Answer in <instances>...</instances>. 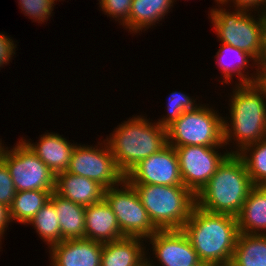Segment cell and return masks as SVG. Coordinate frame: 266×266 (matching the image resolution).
Instances as JSON below:
<instances>
[{
    "label": "cell",
    "instance_id": "obj_27",
    "mask_svg": "<svg viewBox=\"0 0 266 266\" xmlns=\"http://www.w3.org/2000/svg\"><path fill=\"white\" fill-rule=\"evenodd\" d=\"M190 96L173 91L167 100V116L163 117L162 119H158L156 122L159 126L167 128L170 126L174 121H176L185 111L193 110L198 105L195 103V100Z\"/></svg>",
    "mask_w": 266,
    "mask_h": 266
},
{
    "label": "cell",
    "instance_id": "obj_8",
    "mask_svg": "<svg viewBox=\"0 0 266 266\" xmlns=\"http://www.w3.org/2000/svg\"><path fill=\"white\" fill-rule=\"evenodd\" d=\"M104 200L114 212L124 237L148 240L158 231L142 205L137 191L126 179L117 186L105 189Z\"/></svg>",
    "mask_w": 266,
    "mask_h": 266
},
{
    "label": "cell",
    "instance_id": "obj_19",
    "mask_svg": "<svg viewBox=\"0 0 266 266\" xmlns=\"http://www.w3.org/2000/svg\"><path fill=\"white\" fill-rule=\"evenodd\" d=\"M142 241L137 237H123L102 243L101 266H140L147 258Z\"/></svg>",
    "mask_w": 266,
    "mask_h": 266
},
{
    "label": "cell",
    "instance_id": "obj_12",
    "mask_svg": "<svg viewBox=\"0 0 266 266\" xmlns=\"http://www.w3.org/2000/svg\"><path fill=\"white\" fill-rule=\"evenodd\" d=\"M130 184L184 186L175 148L169 144L140 161L126 175Z\"/></svg>",
    "mask_w": 266,
    "mask_h": 266
},
{
    "label": "cell",
    "instance_id": "obj_7",
    "mask_svg": "<svg viewBox=\"0 0 266 266\" xmlns=\"http://www.w3.org/2000/svg\"><path fill=\"white\" fill-rule=\"evenodd\" d=\"M249 11L225 8L210 10V20L221 43L249 53L259 63L261 58V14L256 19Z\"/></svg>",
    "mask_w": 266,
    "mask_h": 266
},
{
    "label": "cell",
    "instance_id": "obj_13",
    "mask_svg": "<svg viewBox=\"0 0 266 266\" xmlns=\"http://www.w3.org/2000/svg\"><path fill=\"white\" fill-rule=\"evenodd\" d=\"M148 239L155 258L162 266H197L201 263L182 229L158 230ZM146 260L155 266L150 258Z\"/></svg>",
    "mask_w": 266,
    "mask_h": 266
},
{
    "label": "cell",
    "instance_id": "obj_30",
    "mask_svg": "<svg viewBox=\"0 0 266 266\" xmlns=\"http://www.w3.org/2000/svg\"><path fill=\"white\" fill-rule=\"evenodd\" d=\"M16 189L6 164L0 161V202L11 206Z\"/></svg>",
    "mask_w": 266,
    "mask_h": 266
},
{
    "label": "cell",
    "instance_id": "obj_11",
    "mask_svg": "<svg viewBox=\"0 0 266 266\" xmlns=\"http://www.w3.org/2000/svg\"><path fill=\"white\" fill-rule=\"evenodd\" d=\"M224 146H182L174 147L179 160V170L183 185L195 196L207 184L217 167L230 154L218 153V149Z\"/></svg>",
    "mask_w": 266,
    "mask_h": 266
},
{
    "label": "cell",
    "instance_id": "obj_20",
    "mask_svg": "<svg viewBox=\"0 0 266 266\" xmlns=\"http://www.w3.org/2000/svg\"><path fill=\"white\" fill-rule=\"evenodd\" d=\"M49 201L54 205L60 225V242L85 238L86 207L65 199L54 191Z\"/></svg>",
    "mask_w": 266,
    "mask_h": 266
},
{
    "label": "cell",
    "instance_id": "obj_2",
    "mask_svg": "<svg viewBox=\"0 0 266 266\" xmlns=\"http://www.w3.org/2000/svg\"><path fill=\"white\" fill-rule=\"evenodd\" d=\"M235 86L229 99L231 123L227 118L223 123L224 145H230L228 142L232 140L237 144L230 154H238L246 146L266 138V87L261 82Z\"/></svg>",
    "mask_w": 266,
    "mask_h": 266
},
{
    "label": "cell",
    "instance_id": "obj_34",
    "mask_svg": "<svg viewBox=\"0 0 266 266\" xmlns=\"http://www.w3.org/2000/svg\"><path fill=\"white\" fill-rule=\"evenodd\" d=\"M10 208L0 202V235L3 237L7 230L9 223H11Z\"/></svg>",
    "mask_w": 266,
    "mask_h": 266
},
{
    "label": "cell",
    "instance_id": "obj_21",
    "mask_svg": "<svg viewBox=\"0 0 266 266\" xmlns=\"http://www.w3.org/2000/svg\"><path fill=\"white\" fill-rule=\"evenodd\" d=\"M217 60V64L222 69L221 73L223 74L222 78L224 81H222L221 84H228L233 79L232 76L235 73V75H238L237 78H239V82L236 84H250L254 82H261V70L259 68V64L254 60V58L247 52L240 50L239 48L233 47L230 44L222 43V46L217 51V54L215 55ZM228 56L233 57L232 64L230 63V60H227ZM230 57V58H231ZM235 58V60H234ZM250 58V59H249ZM254 61V65L258 66L256 68V74H253L251 76L248 75V73L245 72V69L249 66L248 63L249 60ZM228 61V62H227ZM245 68V69H244ZM244 69V70H243ZM245 73L247 75H245Z\"/></svg>",
    "mask_w": 266,
    "mask_h": 266
},
{
    "label": "cell",
    "instance_id": "obj_24",
    "mask_svg": "<svg viewBox=\"0 0 266 266\" xmlns=\"http://www.w3.org/2000/svg\"><path fill=\"white\" fill-rule=\"evenodd\" d=\"M53 191L31 190L15 193L10 208V217L18 223L28 224L39 210L49 201Z\"/></svg>",
    "mask_w": 266,
    "mask_h": 266
},
{
    "label": "cell",
    "instance_id": "obj_31",
    "mask_svg": "<svg viewBox=\"0 0 266 266\" xmlns=\"http://www.w3.org/2000/svg\"><path fill=\"white\" fill-rule=\"evenodd\" d=\"M16 43L12 39L6 36V34L0 33V67L6 65L11 61L13 54L15 55ZM15 51V52H14Z\"/></svg>",
    "mask_w": 266,
    "mask_h": 266
},
{
    "label": "cell",
    "instance_id": "obj_15",
    "mask_svg": "<svg viewBox=\"0 0 266 266\" xmlns=\"http://www.w3.org/2000/svg\"><path fill=\"white\" fill-rule=\"evenodd\" d=\"M123 237L116 216L104 199L86 206L85 239L106 243Z\"/></svg>",
    "mask_w": 266,
    "mask_h": 266
},
{
    "label": "cell",
    "instance_id": "obj_10",
    "mask_svg": "<svg viewBox=\"0 0 266 266\" xmlns=\"http://www.w3.org/2000/svg\"><path fill=\"white\" fill-rule=\"evenodd\" d=\"M98 145L99 148L77 144L67 172L92 179L105 189L117 186L125 179V175L119 170L107 142L103 140Z\"/></svg>",
    "mask_w": 266,
    "mask_h": 266
},
{
    "label": "cell",
    "instance_id": "obj_5",
    "mask_svg": "<svg viewBox=\"0 0 266 266\" xmlns=\"http://www.w3.org/2000/svg\"><path fill=\"white\" fill-rule=\"evenodd\" d=\"M132 185L158 230L182 229L196 205V196L185 186Z\"/></svg>",
    "mask_w": 266,
    "mask_h": 266
},
{
    "label": "cell",
    "instance_id": "obj_33",
    "mask_svg": "<svg viewBox=\"0 0 266 266\" xmlns=\"http://www.w3.org/2000/svg\"><path fill=\"white\" fill-rule=\"evenodd\" d=\"M258 64L261 72L266 71V10L261 12V58Z\"/></svg>",
    "mask_w": 266,
    "mask_h": 266
},
{
    "label": "cell",
    "instance_id": "obj_35",
    "mask_svg": "<svg viewBox=\"0 0 266 266\" xmlns=\"http://www.w3.org/2000/svg\"><path fill=\"white\" fill-rule=\"evenodd\" d=\"M261 83L266 87V71L261 72Z\"/></svg>",
    "mask_w": 266,
    "mask_h": 266
},
{
    "label": "cell",
    "instance_id": "obj_1",
    "mask_svg": "<svg viewBox=\"0 0 266 266\" xmlns=\"http://www.w3.org/2000/svg\"><path fill=\"white\" fill-rule=\"evenodd\" d=\"M182 231L201 262L209 266L231 264L239 235L235 216L211 213L195 205Z\"/></svg>",
    "mask_w": 266,
    "mask_h": 266
},
{
    "label": "cell",
    "instance_id": "obj_29",
    "mask_svg": "<svg viewBox=\"0 0 266 266\" xmlns=\"http://www.w3.org/2000/svg\"><path fill=\"white\" fill-rule=\"evenodd\" d=\"M102 11L107 16L120 20V25L124 26L129 21L132 0H98Z\"/></svg>",
    "mask_w": 266,
    "mask_h": 266
},
{
    "label": "cell",
    "instance_id": "obj_14",
    "mask_svg": "<svg viewBox=\"0 0 266 266\" xmlns=\"http://www.w3.org/2000/svg\"><path fill=\"white\" fill-rule=\"evenodd\" d=\"M51 266H101L102 243L89 239L63 240L49 248Z\"/></svg>",
    "mask_w": 266,
    "mask_h": 266
},
{
    "label": "cell",
    "instance_id": "obj_38",
    "mask_svg": "<svg viewBox=\"0 0 266 266\" xmlns=\"http://www.w3.org/2000/svg\"><path fill=\"white\" fill-rule=\"evenodd\" d=\"M140 266H152L147 260L142 263Z\"/></svg>",
    "mask_w": 266,
    "mask_h": 266
},
{
    "label": "cell",
    "instance_id": "obj_16",
    "mask_svg": "<svg viewBox=\"0 0 266 266\" xmlns=\"http://www.w3.org/2000/svg\"><path fill=\"white\" fill-rule=\"evenodd\" d=\"M21 139L55 175L68 170L76 144H71L59 134L49 132L41 135L37 144Z\"/></svg>",
    "mask_w": 266,
    "mask_h": 266
},
{
    "label": "cell",
    "instance_id": "obj_23",
    "mask_svg": "<svg viewBox=\"0 0 266 266\" xmlns=\"http://www.w3.org/2000/svg\"><path fill=\"white\" fill-rule=\"evenodd\" d=\"M230 266H266V235L239 233Z\"/></svg>",
    "mask_w": 266,
    "mask_h": 266
},
{
    "label": "cell",
    "instance_id": "obj_17",
    "mask_svg": "<svg viewBox=\"0 0 266 266\" xmlns=\"http://www.w3.org/2000/svg\"><path fill=\"white\" fill-rule=\"evenodd\" d=\"M104 191L102 185L87 177L67 171L56 175L54 192L85 207L102 201Z\"/></svg>",
    "mask_w": 266,
    "mask_h": 266
},
{
    "label": "cell",
    "instance_id": "obj_39",
    "mask_svg": "<svg viewBox=\"0 0 266 266\" xmlns=\"http://www.w3.org/2000/svg\"><path fill=\"white\" fill-rule=\"evenodd\" d=\"M197 266H209V265H206L205 263L201 262L199 265Z\"/></svg>",
    "mask_w": 266,
    "mask_h": 266
},
{
    "label": "cell",
    "instance_id": "obj_28",
    "mask_svg": "<svg viewBox=\"0 0 266 266\" xmlns=\"http://www.w3.org/2000/svg\"><path fill=\"white\" fill-rule=\"evenodd\" d=\"M57 0H19L20 9L29 16L31 20L44 23L53 11ZM54 4V5H53Z\"/></svg>",
    "mask_w": 266,
    "mask_h": 266
},
{
    "label": "cell",
    "instance_id": "obj_36",
    "mask_svg": "<svg viewBox=\"0 0 266 266\" xmlns=\"http://www.w3.org/2000/svg\"><path fill=\"white\" fill-rule=\"evenodd\" d=\"M2 144V142L0 141V161H1V158H2V154H3V151H4V145H1Z\"/></svg>",
    "mask_w": 266,
    "mask_h": 266
},
{
    "label": "cell",
    "instance_id": "obj_4",
    "mask_svg": "<svg viewBox=\"0 0 266 266\" xmlns=\"http://www.w3.org/2000/svg\"><path fill=\"white\" fill-rule=\"evenodd\" d=\"M118 126L105 141L124 175L167 145V129L145 116H133Z\"/></svg>",
    "mask_w": 266,
    "mask_h": 266
},
{
    "label": "cell",
    "instance_id": "obj_3",
    "mask_svg": "<svg viewBox=\"0 0 266 266\" xmlns=\"http://www.w3.org/2000/svg\"><path fill=\"white\" fill-rule=\"evenodd\" d=\"M253 187L243 159L229 154L196 195V205L211 213L236 217Z\"/></svg>",
    "mask_w": 266,
    "mask_h": 266
},
{
    "label": "cell",
    "instance_id": "obj_26",
    "mask_svg": "<svg viewBox=\"0 0 266 266\" xmlns=\"http://www.w3.org/2000/svg\"><path fill=\"white\" fill-rule=\"evenodd\" d=\"M28 224L36 229L42 240L51 246L60 243V225L54 205L48 201Z\"/></svg>",
    "mask_w": 266,
    "mask_h": 266
},
{
    "label": "cell",
    "instance_id": "obj_18",
    "mask_svg": "<svg viewBox=\"0 0 266 266\" xmlns=\"http://www.w3.org/2000/svg\"><path fill=\"white\" fill-rule=\"evenodd\" d=\"M239 233L266 235V186H254L236 216Z\"/></svg>",
    "mask_w": 266,
    "mask_h": 266
},
{
    "label": "cell",
    "instance_id": "obj_25",
    "mask_svg": "<svg viewBox=\"0 0 266 266\" xmlns=\"http://www.w3.org/2000/svg\"><path fill=\"white\" fill-rule=\"evenodd\" d=\"M238 155L243 159L254 186H266V138L246 146Z\"/></svg>",
    "mask_w": 266,
    "mask_h": 266
},
{
    "label": "cell",
    "instance_id": "obj_6",
    "mask_svg": "<svg viewBox=\"0 0 266 266\" xmlns=\"http://www.w3.org/2000/svg\"><path fill=\"white\" fill-rule=\"evenodd\" d=\"M224 118L217 111L199 105L193 110L185 111L167 129V144L182 146H225Z\"/></svg>",
    "mask_w": 266,
    "mask_h": 266
},
{
    "label": "cell",
    "instance_id": "obj_37",
    "mask_svg": "<svg viewBox=\"0 0 266 266\" xmlns=\"http://www.w3.org/2000/svg\"><path fill=\"white\" fill-rule=\"evenodd\" d=\"M217 2V4H221L223 5L227 0H215Z\"/></svg>",
    "mask_w": 266,
    "mask_h": 266
},
{
    "label": "cell",
    "instance_id": "obj_9",
    "mask_svg": "<svg viewBox=\"0 0 266 266\" xmlns=\"http://www.w3.org/2000/svg\"><path fill=\"white\" fill-rule=\"evenodd\" d=\"M20 141L13 149L8 150L6 147L1 158L9 170L16 191H54L56 175L22 139Z\"/></svg>",
    "mask_w": 266,
    "mask_h": 266
},
{
    "label": "cell",
    "instance_id": "obj_22",
    "mask_svg": "<svg viewBox=\"0 0 266 266\" xmlns=\"http://www.w3.org/2000/svg\"><path fill=\"white\" fill-rule=\"evenodd\" d=\"M173 3V0H132L129 21L124 27L132 33L142 32L143 28L149 29L164 19Z\"/></svg>",
    "mask_w": 266,
    "mask_h": 266
},
{
    "label": "cell",
    "instance_id": "obj_32",
    "mask_svg": "<svg viewBox=\"0 0 266 266\" xmlns=\"http://www.w3.org/2000/svg\"><path fill=\"white\" fill-rule=\"evenodd\" d=\"M229 1L233 2L234 3L233 6L236 7L235 9H239V10H246V11L253 12V10L251 9H255L254 11H257L258 13L260 11V8H262L261 9L262 12L266 10V0H227L222 6L227 5ZM256 7L257 9L259 8V11L256 10Z\"/></svg>",
    "mask_w": 266,
    "mask_h": 266
}]
</instances>
